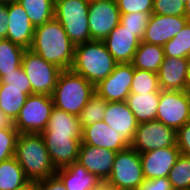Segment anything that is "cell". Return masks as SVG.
<instances>
[{
  "label": "cell",
  "mask_w": 190,
  "mask_h": 190,
  "mask_svg": "<svg viewBox=\"0 0 190 190\" xmlns=\"http://www.w3.org/2000/svg\"><path fill=\"white\" fill-rule=\"evenodd\" d=\"M144 181L140 153L131 146L118 151L105 183L114 190H136Z\"/></svg>",
  "instance_id": "8992f818"
},
{
  "label": "cell",
  "mask_w": 190,
  "mask_h": 190,
  "mask_svg": "<svg viewBox=\"0 0 190 190\" xmlns=\"http://www.w3.org/2000/svg\"><path fill=\"white\" fill-rule=\"evenodd\" d=\"M42 137L57 170L77 162L82 135H42Z\"/></svg>",
  "instance_id": "4fadbf2b"
},
{
  "label": "cell",
  "mask_w": 190,
  "mask_h": 190,
  "mask_svg": "<svg viewBox=\"0 0 190 190\" xmlns=\"http://www.w3.org/2000/svg\"><path fill=\"white\" fill-rule=\"evenodd\" d=\"M156 120L177 131L189 118L190 94L184 91L161 90Z\"/></svg>",
  "instance_id": "9c48e42d"
},
{
  "label": "cell",
  "mask_w": 190,
  "mask_h": 190,
  "mask_svg": "<svg viewBox=\"0 0 190 190\" xmlns=\"http://www.w3.org/2000/svg\"><path fill=\"white\" fill-rule=\"evenodd\" d=\"M153 14L185 16V0H154Z\"/></svg>",
  "instance_id": "d590c367"
},
{
  "label": "cell",
  "mask_w": 190,
  "mask_h": 190,
  "mask_svg": "<svg viewBox=\"0 0 190 190\" xmlns=\"http://www.w3.org/2000/svg\"><path fill=\"white\" fill-rule=\"evenodd\" d=\"M116 0H93L89 4V30L91 40H104L120 23Z\"/></svg>",
  "instance_id": "8fae6325"
},
{
  "label": "cell",
  "mask_w": 190,
  "mask_h": 190,
  "mask_svg": "<svg viewBox=\"0 0 190 190\" xmlns=\"http://www.w3.org/2000/svg\"><path fill=\"white\" fill-rule=\"evenodd\" d=\"M41 135H82L79 117L53 107L47 127Z\"/></svg>",
  "instance_id": "cb8c5ba5"
},
{
  "label": "cell",
  "mask_w": 190,
  "mask_h": 190,
  "mask_svg": "<svg viewBox=\"0 0 190 190\" xmlns=\"http://www.w3.org/2000/svg\"><path fill=\"white\" fill-rule=\"evenodd\" d=\"M0 82L6 84V87L25 88V93L28 96L33 94L30 80L27 78L22 66L17 68L15 72L7 73L0 79Z\"/></svg>",
  "instance_id": "8d00e7d4"
},
{
  "label": "cell",
  "mask_w": 190,
  "mask_h": 190,
  "mask_svg": "<svg viewBox=\"0 0 190 190\" xmlns=\"http://www.w3.org/2000/svg\"><path fill=\"white\" fill-rule=\"evenodd\" d=\"M21 66L30 80L33 94L52 95L62 69L30 49L24 51Z\"/></svg>",
  "instance_id": "ba28073f"
},
{
  "label": "cell",
  "mask_w": 190,
  "mask_h": 190,
  "mask_svg": "<svg viewBox=\"0 0 190 190\" xmlns=\"http://www.w3.org/2000/svg\"><path fill=\"white\" fill-rule=\"evenodd\" d=\"M165 58L163 46L140 41L131 64L136 69L157 73Z\"/></svg>",
  "instance_id": "d4e9b609"
},
{
  "label": "cell",
  "mask_w": 190,
  "mask_h": 190,
  "mask_svg": "<svg viewBox=\"0 0 190 190\" xmlns=\"http://www.w3.org/2000/svg\"><path fill=\"white\" fill-rule=\"evenodd\" d=\"M176 145V131L157 120L138 123L130 146L138 153Z\"/></svg>",
  "instance_id": "30bf717a"
},
{
  "label": "cell",
  "mask_w": 190,
  "mask_h": 190,
  "mask_svg": "<svg viewBox=\"0 0 190 190\" xmlns=\"http://www.w3.org/2000/svg\"><path fill=\"white\" fill-rule=\"evenodd\" d=\"M157 91H161L157 73L134 68L130 92L141 94Z\"/></svg>",
  "instance_id": "d6a6232c"
},
{
  "label": "cell",
  "mask_w": 190,
  "mask_h": 190,
  "mask_svg": "<svg viewBox=\"0 0 190 190\" xmlns=\"http://www.w3.org/2000/svg\"><path fill=\"white\" fill-rule=\"evenodd\" d=\"M55 175L66 190H95L102 183L100 178L88 172L79 162L58 169Z\"/></svg>",
  "instance_id": "7402d4cb"
},
{
  "label": "cell",
  "mask_w": 190,
  "mask_h": 190,
  "mask_svg": "<svg viewBox=\"0 0 190 190\" xmlns=\"http://www.w3.org/2000/svg\"><path fill=\"white\" fill-rule=\"evenodd\" d=\"M168 180L173 190L190 189V157L180 154L169 172Z\"/></svg>",
  "instance_id": "1f68e13d"
},
{
  "label": "cell",
  "mask_w": 190,
  "mask_h": 190,
  "mask_svg": "<svg viewBox=\"0 0 190 190\" xmlns=\"http://www.w3.org/2000/svg\"><path fill=\"white\" fill-rule=\"evenodd\" d=\"M14 190H38L37 182L35 181H28L23 186L17 187Z\"/></svg>",
  "instance_id": "ee69618b"
},
{
  "label": "cell",
  "mask_w": 190,
  "mask_h": 190,
  "mask_svg": "<svg viewBox=\"0 0 190 190\" xmlns=\"http://www.w3.org/2000/svg\"><path fill=\"white\" fill-rule=\"evenodd\" d=\"M116 153L113 150L81 143L77 162L105 182L112 172Z\"/></svg>",
  "instance_id": "e0dca14e"
},
{
  "label": "cell",
  "mask_w": 190,
  "mask_h": 190,
  "mask_svg": "<svg viewBox=\"0 0 190 190\" xmlns=\"http://www.w3.org/2000/svg\"><path fill=\"white\" fill-rule=\"evenodd\" d=\"M95 190H114L107 183L102 182Z\"/></svg>",
  "instance_id": "bcb514c9"
},
{
  "label": "cell",
  "mask_w": 190,
  "mask_h": 190,
  "mask_svg": "<svg viewBox=\"0 0 190 190\" xmlns=\"http://www.w3.org/2000/svg\"><path fill=\"white\" fill-rule=\"evenodd\" d=\"M120 14L153 13L154 0H116Z\"/></svg>",
  "instance_id": "74e56055"
},
{
  "label": "cell",
  "mask_w": 190,
  "mask_h": 190,
  "mask_svg": "<svg viewBox=\"0 0 190 190\" xmlns=\"http://www.w3.org/2000/svg\"><path fill=\"white\" fill-rule=\"evenodd\" d=\"M8 3H0V39L7 38Z\"/></svg>",
  "instance_id": "b9f144b4"
},
{
  "label": "cell",
  "mask_w": 190,
  "mask_h": 190,
  "mask_svg": "<svg viewBox=\"0 0 190 190\" xmlns=\"http://www.w3.org/2000/svg\"><path fill=\"white\" fill-rule=\"evenodd\" d=\"M15 158L29 181L38 182L57 172L41 134H19Z\"/></svg>",
  "instance_id": "7a4b0ae2"
},
{
  "label": "cell",
  "mask_w": 190,
  "mask_h": 190,
  "mask_svg": "<svg viewBox=\"0 0 190 190\" xmlns=\"http://www.w3.org/2000/svg\"><path fill=\"white\" fill-rule=\"evenodd\" d=\"M0 128H15L14 122L0 110Z\"/></svg>",
  "instance_id": "7bdbcfd3"
},
{
  "label": "cell",
  "mask_w": 190,
  "mask_h": 190,
  "mask_svg": "<svg viewBox=\"0 0 190 190\" xmlns=\"http://www.w3.org/2000/svg\"><path fill=\"white\" fill-rule=\"evenodd\" d=\"M179 155L177 145L140 153L145 180L168 177Z\"/></svg>",
  "instance_id": "9a60e30c"
},
{
  "label": "cell",
  "mask_w": 190,
  "mask_h": 190,
  "mask_svg": "<svg viewBox=\"0 0 190 190\" xmlns=\"http://www.w3.org/2000/svg\"><path fill=\"white\" fill-rule=\"evenodd\" d=\"M103 121L129 144L133 142L138 122L126 101L107 102Z\"/></svg>",
  "instance_id": "d6986e66"
},
{
  "label": "cell",
  "mask_w": 190,
  "mask_h": 190,
  "mask_svg": "<svg viewBox=\"0 0 190 190\" xmlns=\"http://www.w3.org/2000/svg\"><path fill=\"white\" fill-rule=\"evenodd\" d=\"M185 17L190 22V0H185Z\"/></svg>",
  "instance_id": "f6af8a7d"
},
{
  "label": "cell",
  "mask_w": 190,
  "mask_h": 190,
  "mask_svg": "<svg viewBox=\"0 0 190 190\" xmlns=\"http://www.w3.org/2000/svg\"><path fill=\"white\" fill-rule=\"evenodd\" d=\"M134 66L131 63H118L113 72L95 86L97 92L107 102H123L131 93Z\"/></svg>",
  "instance_id": "7c38bea8"
},
{
  "label": "cell",
  "mask_w": 190,
  "mask_h": 190,
  "mask_svg": "<svg viewBox=\"0 0 190 190\" xmlns=\"http://www.w3.org/2000/svg\"><path fill=\"white\" fill-rule=\"evenodd\" d=\"M165 57L190 58V22L170 41L163 45Z\"/></svg>",
  "instance_id": "f546056e"
},
{
  "label": "cell",
  "mask_w": 190,
  "mask_h": 190,
  "mask_svg": "<svg viewBox=\"0 0 190 190\" xmlns=\"http://www.w3.org/2000/svg\"><path fill=\"white\" fill-rule=\"evenodd\" d=\"M53 107L50 95H29L14 121L15 129L20 134H41L47 127Z\"/></svg>",
  "instance_id": "52a82bcc"
},
{
  "label": "cell",
  "mask_w": 190,
  "mask_h": 190,
  "mask_svg": "<svg viewBox=\"0 0 190 190\" xmlns=\"http://www.w3.org/2000/svg\"><path fill=\"white\" fill-rule=\"evenodd\" d=\"M117 64L102 40H90L75 46L71 70L96 86L113 72Z\"/></svg>",
  "instance_id": "3957f363"
},
{
  "label": "cell",
  "mask_w": 190,
  "mask_h": 190,
  "mask_svg": "<svg viewBox=\"0 0 190 190\" xmlns=\"http://www.w3.org/2000/svg\"><path fill=\"white\" fill-rule=\"evenodd\" d=\"M150 15L144 12L121 14L120 24L129 31L134 32V36L142 41Z\"/></svg>",
  "instance_id": "836d02e7"
},
{
  "label": "cell",
  "mask_w": 190,
  "mask_h": 190,
  "mask_svg": "<svg viewBox=\"0 0 190 190\" xmlns=\"http://www.w3.org/2000/svg\"><path fill=\"white\" fill-rule=\"evenodd\" d=\"M25 50L9 39H0V79L7 73L15 72L22 65Z\"/></svg>",
  "instance_id": "f1b7e54d"
},
{
  "label": "cell",
  "mask_w": 190,
  "mask_h": 190,
  "mask_svg": "<svg viewBox=\"0 0 190 190\" xmlns=\"http://www.w3.org/2000/svg\"><path fill=\"white\" fill-rule=\"evenodd\" d=\"M7 38L16 45L29 49L31 47L35 27L17 0L8 2Z\"/></svg>",
  "instance_id": "2e32d148"
},
{
  "label": "cell",
  "mask_w": 190,
  "mask_h": 190,
  "mask_svg": "<svg viewBox=\"0 0 190 190\" xmlns=\"http://www.w3.org/2000/svg\"><path fill=\"white\" fill-rule=\"evenodd\" d=\"M28 181L15 156L0 162V190H14Z\"/></svg>",
  "instance_id": "4316f807"
},
{
  "label": "cell",
  "mask_w": 190,
  "mask_h": 190,
  "mask_svg": "<svg viewBox=\"0 0 190 190\" xmlns=\"http://www.w3.org/2000/svg\"><path fill=\"white\" fill-rule=\"evenodd\" d=\"M34 27L54 18L55 0H17Z\"/></svg>",
  "instance_id": "83f0119b"
},
{
  "label": "cell",
  "mask_w": 190,
  "mask_h": 190,
  "mask_svg": "<svg viewBox=\"0 0 190 190\" xmlns=\"http://www.w3.org/2000/svg\"><path fill=\"white\" fill-rule=\"evenodd\" d=\"M103 42L118 63H131L140 40L119 23Z\"/></svg>",
  "instance_id": "44dd1931"
},
{
  "label": "cell",
  "mask_w": 190,
  "mask_h": 190,
  "mask_svg": "<svg viewBox=\"0 0 190 190\" xmlns=\"http://www.w3.org/2000/svg\"><path fill=\"white\" fill-rule=\"evenodd\" d=\"M107 101L95 92L79 114L81 128L103 120Z\"/></svg>",
  "instance_id": "4dcf8cb0"
},
{
  "label": "cell",
  "mask_w": 190,
  "mask_h": 190,
  "mask_svg": "<svg viewBox=\"0 0 190 190\" xmlns=\"http://www.w3.org/2000/svg\"><path fill=\"white\" fill-rule=\"evenodd\" d=\"M29 49L62 70H69L73 65L75 45L55 18L35 27Z\"/></svg>",
  "instance_id": "6da1fadb"
},
{
  "label": "cell",
  "mask_w": 190,
  "mask_h": 190,
  "mask_svg": "<svg viewBox=\"0 0 190 190\" xmlns=\"http://www.w3.org/2000/svg\"><path fill=\"white\" fill-rule=\"evenodd\" d=\"M38 190H66L62 181L55 175L37 182Z\"/></svg>",
  "instance_id": "60d3db41"
},
{
  "label": "cell",
  "mask_w": 190,
  "mask_h": 190,
  "mask_svg": "<svg viewBox=\"0 0 190 190\" xmlns=\"http://www.w3.org/2000/svg\"><path fill=\"white\" fill-rule=\"evenodd\" d=\"M28 95L25 88L6 87L0 82V110L13 122L18 117Z\"/></svg>",
  "instance_id": "484cf974"
},
{
  "label": "cell",
  "mask_w": 190,
  "mask_h": 190,
  "mask_svg": "<svg viewBox=\"0 0 190 190\" xmlns=\"http://www.w3.org/2000/svg\"><path fill=\"white\" fill-rule=\"evenodd\" d=\"M89 0H55L54 18L77 46L91 40L88 14Z\"/></svg>",
  "instance_id": "5b68a950"
},
{
  "label": "cell",
  "mask_w": 190,
  "mask_h": 190,
  "mask_svg": "<svg viewBox=\"0 0 190 190\" xmlns=\"http://www.w3.org/2000/svg\"><path fill=\"white\" fill-rule=\"evenodd\" d=\"M136 190H173L168 177L145 180Z\"/></svg>",
  "instance_id": "ab89813d"
},
{
  "label": "cell",
  "mask_w": 190,
  "mask_h": 190,
  "mask_svg": "<svg viewBox=\"0 0 190 190\" xmlns=\"http://www.w3.org/2000/svg\"><path fill=\"white\" fill-rule=\"evenodd\" d=\"M81 143L115 152L130 147V144L103 120L82 128Z\"/></svg>",
  "instance_id": "ffe728a7"
},
{
  "label": "cell",
  "mask_w": 190,
  "mask_h": 190,
  "mask_svg": "<svg viewBox=\"0 0 190 190\" xmlns=\"http://www.w3.org/2000/svg\"><path fill=\"white\" fill-rule=\"evenodd\" d=\"M94 93V84L69 69L60 72L51 97L54 107L79 116Z\"/></svg>",
  "instance_id": "277c9868"
},
{
  "label": "cell",
  "mask_w": 190,
  "mask_h": 190,
  "mask_svg": "<svg viewBox=\"0 0 190 190\" xmlns=\"http://www.w3.org/2000/svg\"><path fill=\"white\" fill-rule=\"evenodd\" d=\"M186 91L190 94V61H189V71H188V85Z\"/></svg>",
  "instance_id": "7dc6e473"
},
{
  "label": "cell",
  "mask_w": 190,
  "mask_h": 190,
  "mask_svg": "<svg viewBox=\"0 0 190 190\" xmlns=\"http://www.w3.org/2000/svg\"><path fill=\"white\" fill-rule=\"evenodd\" d=\"M190 58L165 57L157 72L161 90L184 91L188 85Z\"/></svg>",
  "instance_id": "ac0fdd59"
},
{
  "label": "cell",
  "mask_w": 190,
  "mask_h": 190,
  "mask_svg": "<svg viewBox=\"0 0 190 190\" xmlns=\"http://www.w3.org/2000/svg\"><path fill=\"white\" fill-rule=\"evenodd\" d=\"M19 134L15 128H0V162L15 156Z\"/></svg>",
  "instance_id": "e575fe53"
},
{
  "label": "cell",
  "mask_w": 190,
  "mask_h": 190,
  "mask_svg": "<svg viewBox=\"0 0 190 190\" xmlns=\"http://www.w3.org/2000/svg\"><path fill=\"white\" fill-rule=\"evenodd\" d=\"M160 92L130 93L126 103L133 112L138 123L155 121L159 105Z\"/></svg>",
  "instance_id": "603a6c76"
},
{
  "label": "cell",
  "mask_w": 190,
  "mask_h": 190,
  "mask_svg": "<svg viewBox=\"0 0 190 190\" xmlns=\"http://www.w3.org/2000/svg\"><path fill=\"white\" fill-rule=\"evenodd\" d=\"M187 123L190 125V113H189V118H188V122Z\"/></svg>",
  "instance_id": "681fc988"
},
{
  "label": "cell",
  "mask_w": 190,
  "mask_h": 190,
  "mask_svg": "<svg viewBox=\"0 0 190 190\" xmlns=\"http://www.w3.org/2000/svg\"><path fill=\"white\" fill-rule=\"evenodd\" d=\"M176 145L180 154L190 157V125L188 123L176 131Z\"/></svg>",
  "instance_id": "f35d334b"
},
{
  "label": "cell",
  "mask_w": 190,
  "mask_h": 190,
  "mask_svg": "<svg viewBox=\"0 0 190 190\" xmlns=\"http://www.w3.org/2000/svg\"><path fill=\"white\" fill-rule=\"evenodd\" d=\"M11 1H14V0H0V3H8V2H11Z\"/></svg>",
  "instance_id": "c3c4849f"
},
{
  "label": "cell",
  "mask_w": 190,
  "mask_h": 190,
  "mask_svg": "<svg viewBox=\"0 0 190 190\" xmlns=\"http://www.w3.org/2000/svg\"><path fill=\"white\" fill-rule=\"evenodd\" d=\"M187 22L188 19L185 16H165L152 13L142 41L163 46L175 37Z\"/></svg>",
  "instance_id": "5bb4252c"
}]
</instances>
